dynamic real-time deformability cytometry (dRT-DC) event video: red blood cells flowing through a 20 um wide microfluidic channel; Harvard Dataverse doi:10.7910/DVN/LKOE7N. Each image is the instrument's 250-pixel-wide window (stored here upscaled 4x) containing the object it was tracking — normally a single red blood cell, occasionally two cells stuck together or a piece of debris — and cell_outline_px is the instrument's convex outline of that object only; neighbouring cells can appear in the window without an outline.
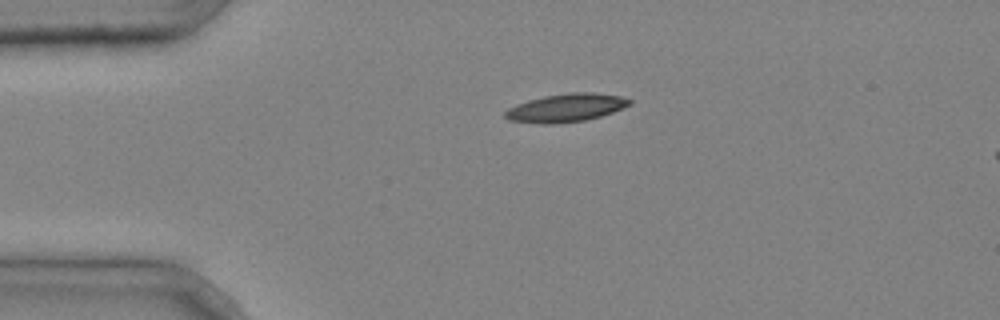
{"species": "common noctule bat (a hibernating species)", "species_latin": "Nyctalus noctula", "temperature_condition": "cold", "stored_images_in_passage": 3, "camera_frame_rate_fps": 3000, "um_per_image_px": 0.085, "animal": {"sex": "male", "body_mass_g": 20.4}, "frame": {"image": 1, "passage_image": 3, "time_ms": 0.667, "image_size_px": [1000, 320], "cell_outline_px": [[632, 104], [612, 112], [600, 116], [584, 120], [552, 124], [540, 124], [508, 120], [504, 116], [504, 112], [508, 108], [516, 104], [528, 100], [544, 96], [572, 92], [592, 92], [620, 96], [632, 100]], "centroid_in_image_um": [48.08, 9.16], "position_along_channel_um": 36.9, "area_um2": 20.4}}